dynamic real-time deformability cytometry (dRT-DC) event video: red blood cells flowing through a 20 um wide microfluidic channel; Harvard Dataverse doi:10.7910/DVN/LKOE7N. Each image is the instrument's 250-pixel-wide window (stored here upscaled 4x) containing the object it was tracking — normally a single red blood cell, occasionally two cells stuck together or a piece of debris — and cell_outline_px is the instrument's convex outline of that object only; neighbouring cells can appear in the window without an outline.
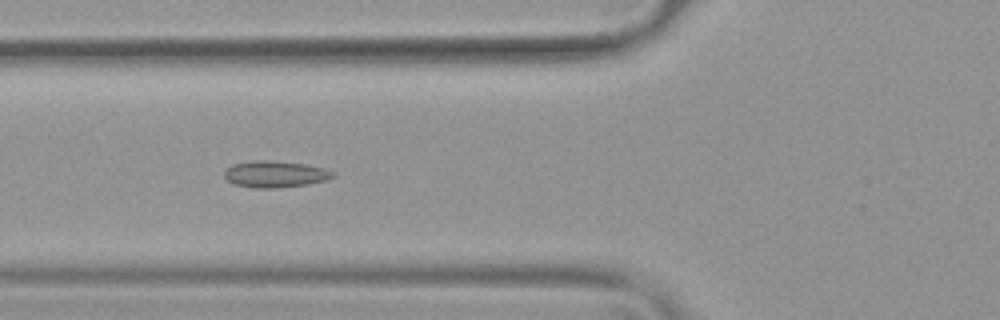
{"species": "common noctule bat (a hibernating species)", "species_latin": "Nyctalus noctula", "temperature_condition": "warm", "stored_images_in_passage": 55, "camera_frame_rate_fps": 3000, "um_per_image_px": 0.085, "animal": {"sex": "female", "body_mass_g": 19.9}, "frame": {"image": 1, "passage_image": 21, "time_ms": 6.667, "image_size_px": [1000, 320], "cell_outline_px": [[336, 176], [328, 180], [308, 184], [276, 188], [252, 188], [236, 184], [228, 180], [224, 176], [224, 172], [232, 164], [252, 160], [272, 160], [304, 164], [324, 168], [336, 172]], "centroid_in_image_um": [23.42, 14.8], "position_along_channel_um": 102.4, "area_um2": 16.94}}
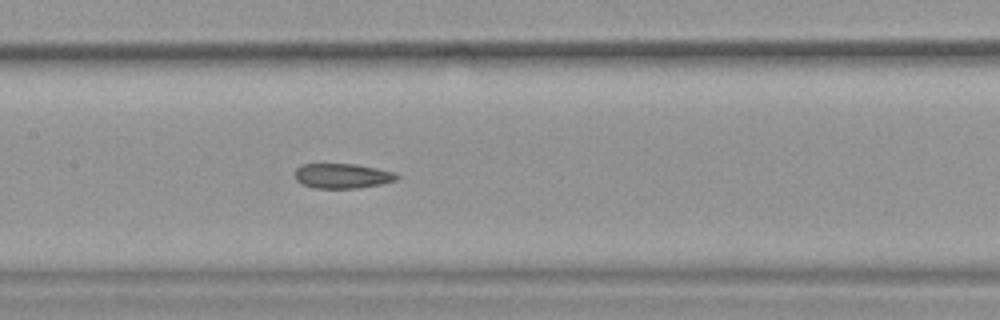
{"frame": {"image": 2, "passage_image": 27, "time_ms": 8.667, "image_size_px": [1000, 320], "cell_outline_px": [[400, 176], [396, 180], [380, 184], [356, 188], [312, 188], [296, 180], [296, 168], [300, 164], [356, 164], [396, 172]], "centroid_in_image_um": [29.11, 14.94], "position_along_channel_um": 178.3, "area_um2": 14.74}}
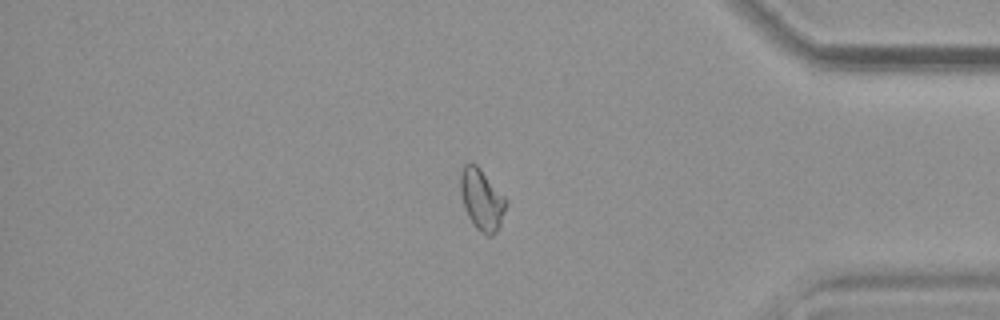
{"frame": {"image": 3, "passage_image": 46, "time_ms": 15.0, "image_size_px": [1000, 320], "cell_outline_px": [[508, 200], [500, 224], [496, 232], [492, 236], [488, 236], [480, 232], [476, 228], [468, 216], [464, 208], [460, 192], [460, 172], [464, 164], [476, 164], [480, 168]], "centroid_in_image_um": [40.94, 16.97], "position_along_channel_um": 394.3, "area_um2": 16.24}}